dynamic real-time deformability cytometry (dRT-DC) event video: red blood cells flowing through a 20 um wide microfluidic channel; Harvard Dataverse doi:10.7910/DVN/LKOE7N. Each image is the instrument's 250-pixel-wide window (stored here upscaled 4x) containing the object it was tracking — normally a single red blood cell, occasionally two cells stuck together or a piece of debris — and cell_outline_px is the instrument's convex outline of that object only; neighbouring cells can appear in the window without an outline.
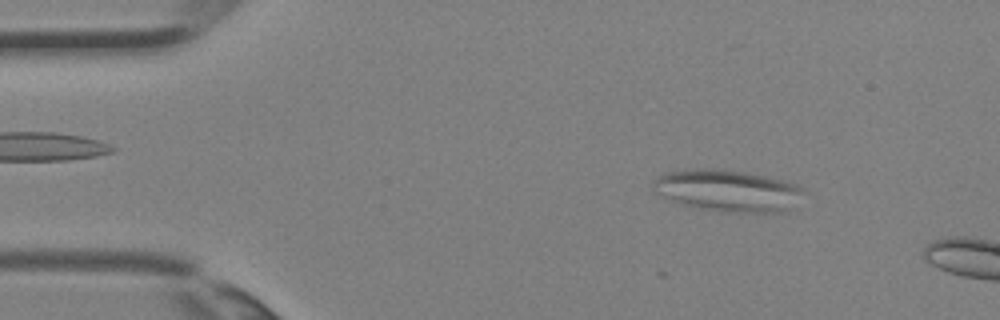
{"species": "Egyptian fruit bat (a non-hibernating species)", "species_latin": "Rousettus aegyptiacus", "temperature_condition": "room temperature", "stored_images_in_passage": 7, "camera_frame_rate_fps": 3000, "um_per_image_px": 0.085, "animal": {"sex": "female"}, "frame": {"image": 1, "passage_image": 4, "time_ms": 1.0, "image_size_px": [1000, 320], "cell_outline_px": [[804, 192], [792, 208], [788, 212], [724, 212], [700, 208], [680, 204], [664, 196], [652, 188], [652, 184], [660, 176], [668, 172], [684, 168], [720, 168], [744, 172], [784, 180], [800, 184], [804, 188]], "centroid_in_image_um": [61.91, 16.19], "position_along_channel_um": 23.1, "area_um2": 36.82}}